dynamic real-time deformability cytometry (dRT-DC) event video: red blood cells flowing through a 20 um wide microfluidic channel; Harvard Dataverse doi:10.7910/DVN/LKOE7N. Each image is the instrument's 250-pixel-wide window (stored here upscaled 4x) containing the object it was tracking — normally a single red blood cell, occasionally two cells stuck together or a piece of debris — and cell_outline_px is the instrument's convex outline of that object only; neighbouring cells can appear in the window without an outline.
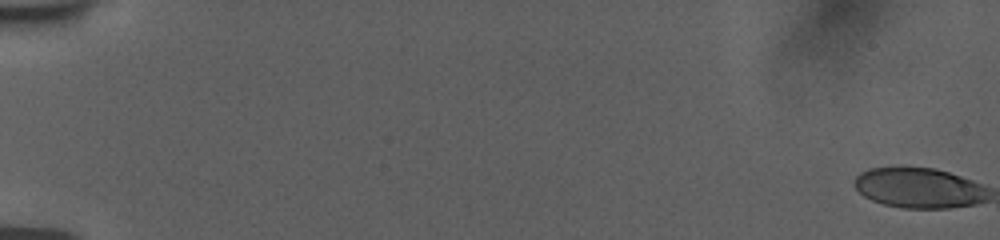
{"species": "human", "species_latin": "Homo sapiens", "temperature_condition": "room temperature", "stored_images_in_passage": 71, "camera_frame_rate_fps": 3000, "um_per_image_px": 0.085, "donor": {"sex": "female"}, "frame": {"image": 1, "passage_image": 1, "time_ms": 0.0, "image_size_px": [1000, 240], "cell_outline_px": [[984, 200], [972, 204], [944, 208], [904, 208], [884, 204], [872, 200], [864, 196], [856, 188], [856, 176], [864, 172], [876, 168], [932, 168], [948, 172], [968, 180], [972, 184]], "centroid_in_image_um": [77.93, 15.99], "position_along_channel_um": 7.1, "area_um2": 29.36}}
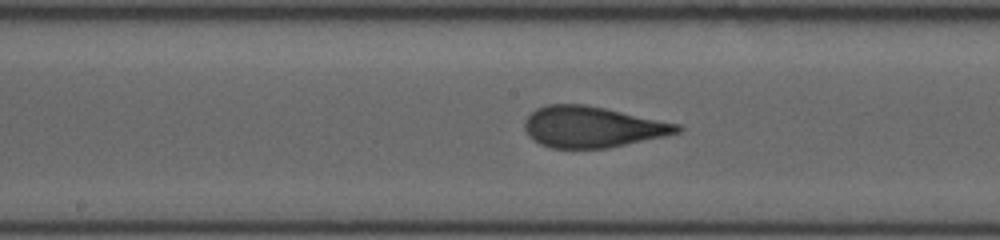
{"frame": {"image": 2, "passage_image": 40, "time_ms": 10.333, "image_size_px": [1000, 240], "cell_outline_px": [[684, 128], [680, 132], [608, 148], [552, 148], [540, 144], [524, 128], [524, 120], [536, 108], [548, 104], [584, 104], [604, 108], [680, 124]], "centroid_in_image_um": [50.35, 10.78], "position_along_channel_um": 197.9, "area_um2": 36.07}}
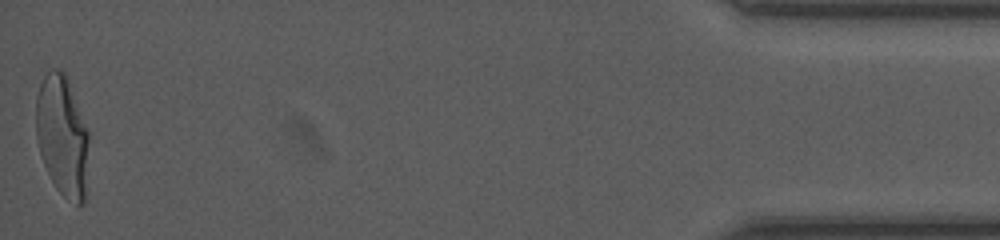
{"frame": {"image": 3, "passage_image": 71, "time_ms": 18.667, "image_size_px": [1000, 240], "cell_outline_px": [[88, 140], [84, 204], [80, 208], [64, 196], [56, 188], [44, 164], [40, 152], [36, 136], [36, 96], [40, 84], [44, 76], [52, 68], [60, 68], [64, 72], [88, 132]], "centroid_in_image_um": [5.27, 11.56], "position_along_channel_um": 429.9, "area_um2": 36.65}, "authors_computed_cell_mechanics": {"area_um2": 35.836, "velocity_mm_per_s": 3.7715, "shape_relaxation_time_tau1_ms": 5.2643, "shape_relaxation_time_tau2_ms": 0.8167, "deformation_change_tau1": 0.2121, "deformation_change_tau2": 0.0772}}